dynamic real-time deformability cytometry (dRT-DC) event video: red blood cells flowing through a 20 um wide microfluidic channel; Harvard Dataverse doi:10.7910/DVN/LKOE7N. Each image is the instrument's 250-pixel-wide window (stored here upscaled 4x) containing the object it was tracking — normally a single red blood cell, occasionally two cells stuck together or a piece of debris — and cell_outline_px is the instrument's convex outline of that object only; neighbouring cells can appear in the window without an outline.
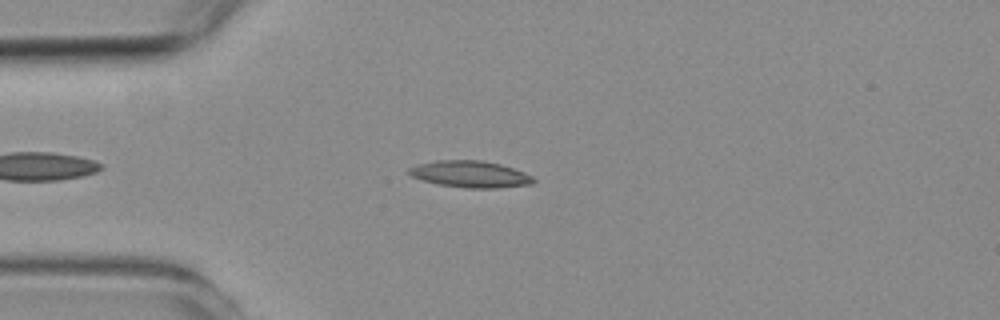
{"species": "common noctule bat (a hibernating species)", "species_latin": "Nyctalus noctula", "temperature_condition": "room temperature", "stored_images_in_passage": 44, "camera_frame_rate_fps": 3000, "um_per_image_px": 0.085, "animal": {"sex": "female", "body_mass_g": 19.3, "forearm_length_mm": 54.1}, "frame": {"image": 1, "passage_image": 9, "time_ms": 2.667, "image_size_px": [1000, 320], "cell_outline_px": [[536, 180], [532, 184], [496, 188], [464, 188], [436, 184], [412, 176], [408, 172], [408, 168], [416, 164], [436, 160], [480, 160], [500, 164], [524, 172], [532, 176]], "centroid_in_image_um": [39.96, 14.8], "position_along_channel_um": 45.0, "area_um2": 19.36}}
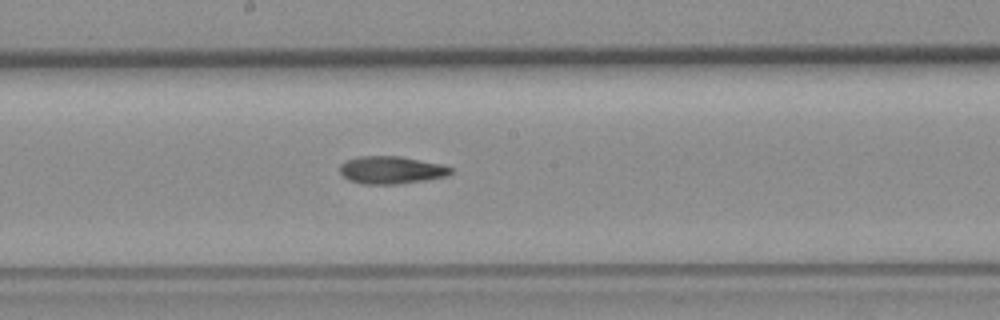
{"frame": {"image": 2, "passage_image": 24, "time_ms": 7.667, "image_size_px": [1000, 320], "cell_outline_px": [[452, 172], [448, 176], [424, 180], [396, 184], [364, 184], [348, 180], [340, 172], [340, 164], [348, 160], [360, 156], [400, 156], [440, 164], [452, 168]], "centroid_in_image_um": [33.25, 14.45], "position_along_channel_um": 214.9, "area_um2": 17.69}}
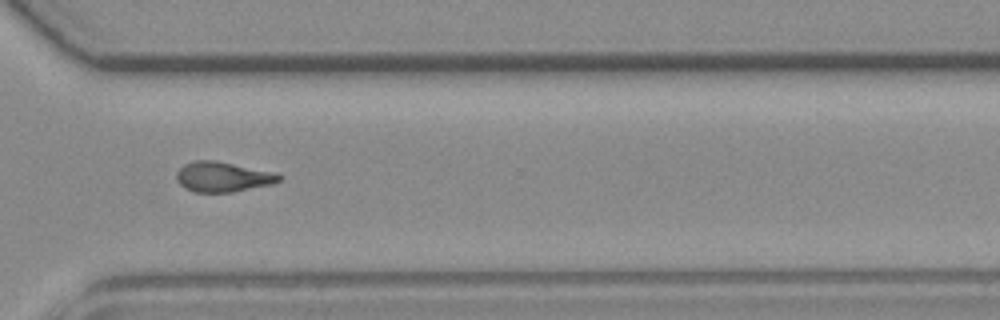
{"frame": {"image": 3, "passage_image": 35, "time_ms": 11.333, "image_size_px": [1000, 320], "cell_outline_px": [[284, 176], [280, 180], [272, 184], [232, 192], [192, 192], [184, 188], [176, 180], [176, 172], [184, 164], [196, 160], [212, 160], [272, 172]], "centroid_in_image_um": [18.89, 15.04], "position_along_channel_um": 351.7, "area_um2": 17.8}, "authors_computed_cell_mechanics": {"area_um2": 17.8024, "velocity_mm_per_s": 3.7295, "shape_relaxation_time_tau1_ms": null, "shape_relaxation_time_tau2_ms": 5.6408, "deformation_change_tau1": null, "deformation_change_tau2": 0.1523}}